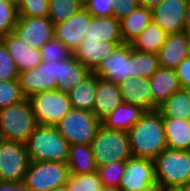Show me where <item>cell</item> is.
Wrapping results in <instances>:
<instances>
[{
    "label": "cell",
    "mask_w": 190,
    "mask_h": 191,
    "mask_svg": "<svg viewBox=\"0 0 190 191\" xmlns=\"http://www.w3.org/2000/svg\"><path fill=\"white\" fill-rule=\"evenodd\" d=\"M127 132L132 157L154 160L167 148L163 117L159 110L146 111Z\"/></svg>",
    "instance_id": "1"
},
{
    "label": "cell",
    "mask_w": 190,
    "mask_h": 191,
    "mask_svg": "<svg viewBox=\"0 0 190 191\" xmlns=\"http://www.w3.org/2000/svg\"><path fill=\"white\" fill-rule=\"evenodd\" d=\"M25 146L30 161H68L70 144L58 132L56 126L38 124Z\"/></svg>",
    "instance_id": "2"
},
{
    "label": "cell",
    "mask_w": 190,
    "mask_h": 191,
    "mask_svg": "<svg viewBox=\"0 0 190 191\" xmlns=\"http://www.w3.org/2000/svg\"><path fill=\"white\" fill-rule=\"evenodd\" d=\"M90 145L96 167L125 162L132 157L128 132L123 130L107 129L100 125Z\"/></svg>",
    "instance_id": "3"
},
{
    "label": "cell",
    "mask_w": 190,
    "mask_h": 191,
    "mask_svg": "<svg viewBox=\"0 0 190 191\" xmlns=\"http://www.w3.org/2000/svg\"><path fill=\"white\" fill-rule=\"evenodd\" d=\"M38 125L29 99L0 109V138L25 144Z\"/></svg>",
    "instance_id": "4"
},
{
    "label": "cell",
    "mask_w": 190,
    "mask_h": 191,
    "mask_svg": "<svg viewBox=\"0 0 190 191\" xmlns=\"http://www.w3.org/2000/svg\"><path fill=\"white\" fill-rule=\"evenodd\" d=\"M155 178L165 187H180L190 182V150L166 148L155 159Z\"/></svg>",
    "instance_id": "5"
},
{
    "label": "cell",
    "mask_w": 190,
    "mask_h": 191,
    "mask_svg": "<svg viewBox=\"0 0 190 191\" xmlns=\"http://www.w3.org/2000/svg\"><path fill=\"white\" fill-rule=\"evenodd\" d=\"M69 175L67 163L30 161L23 184L29 191H52L65 186Z\"/></svg>",
    "instance_id": "6"
},
{
    "label": "cell",
    "mask_w": 190,
    "mask_h": 191,
    "mask_svg": "<svg viewBox=\"0 0 190 191\" xmlns=\"http://www.w3.org/2000/svg\"><path fill=\"white\" fill-rule=\"evenodd\" d=\"M101 121L93 112L72 108L55 126L73 144H91Z\"/></svg>",
    "instance_id": "7"
},
{
    "label": "cell",
    "mask_w": 190,
    "mask_h": 191,
    "mask_svg": "<svg viewBox=\"0 0 190 191\" xmlns=\"http://www.w3.org/2000/svg\"><path fill=\"white\" fill-rule=\"evenodd\" d=\"M38 124L55 126L71 109L69 95L58 89L28 98Z\"/></svg>",
    "instance_id": "8"
},
{
    "label": "cell",
    "mask_w": 190,
    "mask_h": 191,
    "mask_svg": "<svg viewBox=\"0 0 190 191\" xmlns=\"http://www.w3.org/2000/svg\"><path fill=\"white\" fill-rule=\"evenodd\" d=\"M29 163L25 144L0 138V182L23 183Z\"/></svg>",
    "instance_id": "9"
},
{
    "label": "cell",
    "mask_w": 190,
    "mask_h": 191,
    "mask_svg": "<svg viewBox=\"0 0 190 191\" xmlns=\"http://www.w3.org/2000/svg\"><path fill=\"white\" fill-rule=\"evenodd\" d=\"M57 78L59 61H42L36 67L19 74L21 90L27 99L37 93L57 89Z\"/></svg>",
    "instance_id": "10"
},
{
    "label": "cell",
    "mask_w": 190,
    "mask_h": 191,
    "mask_svg": "<svg viewBox=\"0 0 190 191\" xmlns=\"http://www.w3.org/2000/svg\"><path fill=\"white\" fill-rule=\"evenodd\" d=\"M93 74L106 81L120 84L131 77V43L119 44L92 71Z\"/></svg>",
    "instance_id": "11"
},
{
    "label": "cell",
    "mask_w": 190,
    "mask_h": 191,
    "mask_svg": "<svg viewBox=\"0 0 190 191\" xmlns=\"http://www.w3.org/2000/svg\"><path fill=\"white\" fill-rule=\"evenodd\" d=\"M13 33L28 46L40 50L54 37V24L48 17H18Z\"/></svg>",
    "instance_id": "12"
},
{
    "label": "cell",
    "mask_w": 190,
    "mask_h": 191,
    "mask_svg": "<svg viewBox=\"0 0 190 191\" xmlns=\"http://www.w3.org/2000/svg\"><path fill=\"white\" fill-rule=\"evenodd\" d=\"M155 181L154 160L131 157L125 161V174L119 188L123 191H142Z\"/></svg>",
    "instance_id": "13"
},
{
    "label": "cell",
    "mask_w": 190,
    "mask_h": 191,
    "mask_svg": "<svg viewBox=\"0 0 190 191\" xmlns=\"http://www.w3.org/2000/svg\"><path fill=\"white\" fill-rule=\"evenodd\" d=\"M92 18L93 16L83 7L68 20L54 24V37L75 53L85 38Z\"/></svg>",
    "instance_id": "14"
},
{
    "label": "cell",
    "mask_w": 190,
    "mask_h": 191,
    "mask_svg": "<svg viewBox=\"0 0 190 191\" xmlns=\"http://www.w3.org/2000/svg\"><path fill=\"white\" fill-rule=\"evenodd\" d=\"M188 0H163L152 9V21L167 34L183 31Z\"/></svg>",
    "instance_id": "15"
},
{
    "label": "cell",
    "mask_w": 190,
    "mask_h": 191,
    "mask_svg": "<svg viewBox=\"0 0 190 191\" xmlns=\"http://www.w3.org/2000/svg\"><path fill=\"white\" fill-rule=\"evenodd\" d=\"M119 87L123 102L139 106L145 111L159 110L153 101L149 78L128 77Z\"/></svg>",
    "instance_id": "16"
},
{
    "label": "cell",
    "mask_w": 190,
    "mask_h": 191,
    "mask_svg": "<svg viewBox=\"0 0 190 191\" xmlns=\"http://www.w3.org/2000/svg\"><path fill=\"white\" fill-rule=\"evenodd\" d=\"M0 40L13 58L19 73L30 70L42 62L40 50L28 46L15 33L2 35Z\"/></svg>",
    "instance_id": "17"
},
{
    "label": "cell",
    "mask_w": 190,
    "mask_h": 191,
    "mask_svg": "<svg viewBox=\"0 0 190 191\" xmlns=\"http://www.w3.org/2000/svg\"><path fill=\"white\" fill-rule=\"evenodd\" d=\"M190 36L184 31L167 34L160 50L157 52L159 66L175 69L187 57Z\"/></svg>",
    "instance_id": "18"
},
{
    "label": "cell",
    "mask_w": 190,
    "mask_h": 191,
    "mask_svg": "<svg viewBox=\"0 0 190 191\" xmlns=\"http://www.w3.org/2000/svg\"><path fill=\"white\" fill-rule=\"evenodd\" d=\"M123 102L119 84L98 78L92 112L101 121Z\"/></svg>",
    "instance_id": "19"
},
{
    "label": "cell",
    "mask_w": 190,
    "mask_h": 191,
    "mask_svg": "<svg viewBox=\"0 0 190 191\" xmlns=\"http://www.w3.org/2000/svg\"><path fill=\"white\" fill-rule=\"evenodd\" d=\"M119 44L114 41L87 40L84 38L74 57L86 68L93 71L98 64Z\"/></svg>",
    "instance_id": "20"
},
{
    "label": "cell",
    "mask_w": 190,
    "mask_h": 191,
    "mask_svg": "<svg viewBox=\"0 0 190 191\" xmlns=\"http://www.w3.org/2000/svg\"><path fill=\"white\" fill-rule=\"evenodd\" d=\"M153 101L160 106L168 97L181 89L175 69L159 66L149 78Z\"/></svg>",
    "instance_id": "21"
},
{
    "label": "cell",
    "mask_w": 190,
    "mask_h": 191,
    "mask_svg": "<svg viewBox=\"0 0 190 191\" xmlns=\"http://www.w3.org/2000/svg\"><path fill=\"white\" fill-rule=\"evenodd\" d=\"M91 74L92 71L83 66L74 56L70 59L61 60L59 61L57 89L68 94Z\"/></svg>",
    "instance_id": "22"
},
{
    "label": "cell",
    "mask_w": 190,
    "mask_h": 191,
    "mask_svg": "<svg viewBox=\"0 0 190 191\" xmlns=\"http://www.w3.org/2000/svg\"><path fill=\"white\" fill-rule=\"evenodd\" d=\"M146 111L139 106L122 102L101 120L107 129L128 131Z\"/></svg>",
    "instance_id": "23"
},
{
    "label": "cell",
    "mask_w": 190,
    "mask_h": 191,
    "mask_svg": "<svg viewBox=\"0 0 190 191\" xmlns=\"http://www.w3.org/2000/svg\"><path fill=\"white\" fill-rule=\"evenodd\" d=\"M85 38L87 40L124 43L121 36L120 21L113 16L93 17L86 31Z\"/></svg>",
    "instance_id": "24"
},
{
    "label": "cell",
    "mask_w": 190,
    "mask_h": 191,
    "mask_svg": "<svg viewBox=\"0 0 190 191\" xmlns=\"http://www.w3.org/2000/svg\"><path fill=\"white\" fill-rule=\"evenodd\" d=\"M163 125L167 148L183 151L190 150V120L163 117Z\"/></svg>",
    "instance_id": "25"
},
{
    "label": "cell",
    "mask_w": 190,
    "mask_h": 191,
    "mask_svg": "<svg viewBox=\"0 0 190 191\" xmlns=\"http://www.w3.org/2000/svg\"><path fill=\"white\" fill-rule=\"evenodd\" d=\"M152 22V10L139 6L127 18L120 21L123 41L131 43Z\"/></svg>",
    "instance_id": "26"
},
{
    "label": "cell",
    "mask_w": 190,
    "mask_h": 191,
    "mask_svg": "<svg viewBox=\"0 0 190 191\" xmlns=\"http://www.w3.org/2000/svg\"><path fill=\"white\" fill-rule=\"evenodd\" d=\"M67 164L70 174H89L96 172L92 147L90 144H73L69 146Z\"/></svg>",
    "instance_id": "27"
},
{
    "label": "cell",
    "mask_w": 190,
    "mask_h": 191,
    "mask_svg": "<svg viewBox=\"0 0 190 191\" xmlns=\"http://www.w3.org/2000/svg\"><path fill=\"white\" fill-rule=\"evenodd\" d=\"M98 78L92 73L79 86L68 93L72 108L92 112Z\"/></svg>",
    "instance_id": "28"
},
{
    "label": "cell",
    "mask_w": 190,
    "mask_h": 191,
    "mask_svg": "<svg viewBox=\"0 0 190 191\" xmlns=\"http://www.w3.org/2000/svg\"><path fill=\"white\" fill-rule=\"evenodd\" d=\"M167 33L155 22H151L142 33L131 42L132 48L142 52L157 53L165 42Z\"/></svg>",
    "instance_id": "29"
},
{
    "label": "cell",
    "mask_w": 190,
    "mask_h": 191,
    "mask_svg": "<svg viewBox=\"0 0 190 191\" xmlns=\"http://www.w3.org/2000/svg\"><path fill=\"white\" fill-rule=\"evenodd\" d=\"M162 117L190 120V99L184 89L173 93L159 106Z\"/></svg>",
    "instance_id": "30"
},
{
    "label": "cell",
    "mask_w": 190,
    "mask_h": 191,
    "mask_svg": "<svg viewBox=\"0 0 190 191\" xmlns=\"http://www.w3.org/2000/svg\"><path fill=\"white\" fill-rule=\"evenodd\" d=\"M158 68L157 53L137 51L131 45V77L150 78Z\"/></svg>",
    "instance_id": "31"
},
{
    "label": "cell",
    "mask_w": 190,
    "mask_h": 191,
    "mask_svg": "<svg viewBox=\"0 0 190 191\" xmlns=\"http://www.w3.org/2000/svg\"><path fill=\"white\" fill-rule=\"evenodd\" d=\"M83 5L78 0H49L48 18L53 24L68 20L75 15Z\"/></svg>",
    "instance_id": "32"
},
{
    "label": "cell",
    "mask_w": 190,
    "mask_h": 191,
    "mask_svg": "<svg viewBox=\"0 0 190 191\" xmlns=\"http://www.w3.org/2000/svg\"><path fill=\"white\" fill-rule=\"evenodd\" d=\"M68 191H99L103 184L96 172L70 174L66 184Z\"/></svg>",
    "instance_id": "33"
},
{
    "label": "cell",
    "mask_w": 190,
    "mask_h": 191,
    "mask_svg": "<svg viewBox=\"0 0 190 191\" xmlns=\"http://www.w3.org/2000/svg\"><path fill=\"white\" fill-rule=\"evenodd\" d=\"M42 61H61L70 59L74 56L72 53L59 39L53 37L49 42H46L40 49Z\"/></svg>",
    "instance_id": "34"
},
{
    "label": "cell",
    "mask_w": 190,
    "mask_h": 191,
    "mask_svg": "<svg viewBox=\"0 0 190 191\" xmlns=\"http://www.w3.org/2000/svg\"><path fill=\"white\" fill-rule=\"evenodd\" d=\"M24 99L19 79L0 81V109L19 103Z\"/></svg>",
    "instance_id": "35"
},
{
    "label": "cell",
    "mask_w": 190,
    "mask_h": 191,
    "mask_svg": "<svg viewBox=\"0 0 190 191\" xmlns=\"http://www.w3.org/2000/svg\"><path fill=\"white\" fill-rule=\"evenodd\" d=\"M96 173L104 186L119 187L121 178L125 174V162H112L97 167Z\"/></svg>",
    "instance_id": "36"
},
{
    "label": "cell",
    "mask_w": 190,
    "mask_h": 191,
    "mask_svg": "<svg viewBox=\"0 0 190 191\" xmlns=\"http://www.w3.org/2000/svg\"><path fill=\"white\" fill-rule=\"evenodd\" d=\"M18 19L16 3L0 0V36L13 32Z\"/></svg>",
    "instance_id": "37"
},
{
    "label": "cell",
    "mask_w": 190,
    "mask_h": 191,
    "mask_svg": "<svg viewBox=\"0 0 190 191\" xmlns=\"http://www.w3.org/2000/svg\"><path fill=\"white\" fill-rule=\"evenodd\" d=\"M18 17H48L49 0H19Z\"/></svg>",
    "instance_id": "38"
},
{
    "label": "cell",
    "mask_w": 190,
    "mask_h": 191,
    "mask_svg": "<svg viewBox=\"0 0 190 191\" xmlns=\"http://www.w3.org/2000/svg\"><path fill=\"white\" fill-rule=\"evenodd\" d=\"M19 74L13 58L0 40V81L18 80Z\"/></svg>",
    "instance_id": "39"
},
{
    "label": "cell",
    "mask_w": 190,
    "mask_h": 191,
    "mask_svg": "<svg viewBox=\"0 0 190 191\" xmlns=\"http://www.w3.org/2000/svg\"><path fill=\"white\" fill-rule=\"evenodd\" d=\"M113 3L115 0H87L83 7L93 17L113 16Z\"/></svg>",
    "instance_id": "40"
},
{
    "label": "cell",
    "mask_w": 190,
    "mask_h": 191,
    "mask_svg": "<svg viewBox=\"0 0 190 191\" xmlns=\"http://www.w3.org/2000/svg\"><path fill=\"white\" fill-rule=\"evenodd\" d=\"M139 6L138 0H115V3H113V17L121 21L127 18Z\"/></svg>",
    "instance_id": "41"
},
{
    "label": "cell",
    "mask_w": 190,
    "mask_h": 191,
    "mask_svg": "<svg viewBox=\"0 0 190 191\" xmlns=\"http://www.w3.org/2000/svg\"><path fill=\"white\" fill-rule=\"evenodd\" d=\"M181 89L190 86V58H185L175 68Z\"/></svg>",
    "instance_id": "42"
},
{
    "label": "cell",
    "mask_w": 190,
    "mask_h": 191,
    "mask_svg": "<svg viewBox=\"0 0 190 191\" xmlns=\"http://www.w3.org/2000/svg\"><path fill=\"white\" fill-rule=\"evenodd\" d=\"M0 191H29L23 183L0 182Z\"/></svg>",
    "instance_id": "43"
},
{
    "label": "cell",
    "mask_w": 190,
    "mask_h": 191,
    "mask_svg": "<svg viewBox=\"0 0 190 191\" xmlns=\"http://www.w3.org/2000/svg\"><path fill=\"white\" fill-rule=\"evenodd\" d=\"M183 31L190 36V0L187 1V10Z\"/></svg>",
    "instance_id": "44"
},
{
    "label": "cell",
    "mask_w": 190,
    "mask_h": 191,
    "mask_svg": "<svg viewBox=\"0 0 190 191\" xmlns=\"http://www.w3.org/2000/svg\"><path fill=\"white\" fill-rule=\"evenodd\" d=\"M163 0H140V6L146 7L148 9H153L159 5Z\"/></svg>",
    "instance_id": "45"
},
{
    "label": "cell",
    "mask_w": 190,
    "mask_h": 191,
    "mask_svg": "<svg viewBox=\"0 0 190 191\" xmlns=\"http://www.w3.org/2000/svg\"><path fill=\"white\" fill-rule=\"evenodd\" d=\"M165 186L158 182L155 181L154 183L150 184L147 188H144L142 191H165Z\"/></svg>",
    "instance_id": "46"
},
{
    "label": "cell",
    "mask_w": 190,
    "mask_h": 191,
    "mask_svg": "<svg viewBox=\"0 0 190 191\" xmlns=\"http://www.w3.org/2000/svg\"><path fill=\"white\" fill-rule=\"evenodd\" d=\"M99 191H123L119 187H110V186H102V188Z\"/></svg>",
    "instance_id": "47"
},
{
    "label": "cell",
    "mask_w": 190,
    "mask_h": 191,
    "mask_svg": "<svg viewBox=\"0 0 190 191\" xmlns=\"http://www.w3.org/2000/svg\"><path fill=\"white\" fill-rule=\"evenodd\" d=\"M181 191H190V182L178 187Z\"/></svg>",
    "instance_id": "48"
},
{
    "label": "cell",
    "mask_w": 190,
    "mask_h": 191,
    "mask_svg": "<svg viewBox=\"0 0 190 191\" xmlns=\"http://www.w3.org/2000/svg\"><path fill=\"white\" fill-rule=\"evenodd\" d=\"M165 191H181V190L177 187H166Z\"/></svg>",
    "instance_id": "49"
},
{
    "label": "cell",
    "mask_w": 190,
    "mask_h": 191,
    "mask_svg": "<svg viewBox=\"0 0 190 191\" xmlns=\"http://www.w3.org/2000/svg\"><path fill=\"white\" fill-rule=\"evenodd\" d=\"M52 191H68V189H67V186L65 185V186L56 188V189H54V190H52Z\"/></svg>",
    "instance_id": "50"
},
{
    "label": "cell",
    "mask_w": 190,
    "mask_h": 191,
    "mask_svg": "<svg viewBox=\"0 0 190 191\" xmlns=\"http://www.w3.org/2000/svg\"><path fill=\"white\" fill-rule=\"evenodd\" d=\"M185 90V92L187 93L188 95V98L190 99V86H187L185 88H183Z\"/></svg>",
    "instance_id": "51"
},
{
    "label": "cell",
    "mask_w": 190,
    "mask_h": 191,
    "mask_svg": "<svg viewBox=\"0 0 190 191\" xmlns=\"http://www.w3.org/2000/svg\"><path fill=\"white\" fill-rule=\"evenodd\" d=\"M187 58H190V40H189V46L187 49Z\"/></svg>",
    "instance_id": "52"
},
{
    "label": "cell",
    "mask_w": 190,
    "mask_h": 191,
    "mask_svg": "<svg viewBox=\"0 0 190 191\" xmlns=\"http://www.w3.org/2000/svg\"><path fill=\"white\" fill-rule=\"evenodd\" d=\"M78 1H79L82 5H84L87 0H78Z\"/></svg>",
    "instance_id": "53"
},
{
    "label": "cell",
    "mask_w": 190,
    "mask_h": 191,
    "mask_svg": "<svg viewBox=\"0 0 190 191\" xmlns=\"http://www.w3.org/2000/svg\"><path fill=\"white\" fill-rule=\"evenodd\" d=\"M10 1H12V2L17 4L19 0H10Z\"/></svg>",
    "instance_id": "54"
}]
</instances>
